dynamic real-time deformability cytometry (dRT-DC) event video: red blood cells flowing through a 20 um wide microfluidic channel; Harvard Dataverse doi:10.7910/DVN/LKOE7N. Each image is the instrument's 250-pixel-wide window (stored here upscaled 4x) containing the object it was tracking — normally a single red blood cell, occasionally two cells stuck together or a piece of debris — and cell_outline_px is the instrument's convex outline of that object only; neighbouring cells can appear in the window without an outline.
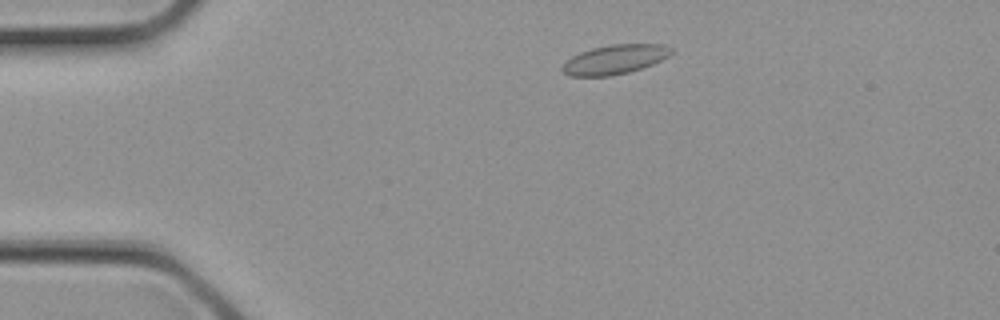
{"species": "common noctule bat (a hibernating species)", "species_latin": "Nyctalus noctula", "temperature_condition": "cold", "stored_images_in_passage": 3, "camera_frame_rate_fps": 3000, "um_per_image_px": 0.085, "animal": {"sex": "female", "body_mass_g": 21.9}, "frame": {"image": 1, "passage_image": 1, "time_ms": 0.0, "image_size_px": [1000, 320], "cell_outline_px": [[676, 52], [652, 64], [628, 72], [612, 76], [572, 76], [564, 72], [560, 68], [572, 56], [580, 52], [592, 48], [612, 44], [664, 44], [676, 48]], "centroid_in_image_um": [52.32, 5.04], "position_along_channel_um": 32.7, "area_um2": 18.67}}